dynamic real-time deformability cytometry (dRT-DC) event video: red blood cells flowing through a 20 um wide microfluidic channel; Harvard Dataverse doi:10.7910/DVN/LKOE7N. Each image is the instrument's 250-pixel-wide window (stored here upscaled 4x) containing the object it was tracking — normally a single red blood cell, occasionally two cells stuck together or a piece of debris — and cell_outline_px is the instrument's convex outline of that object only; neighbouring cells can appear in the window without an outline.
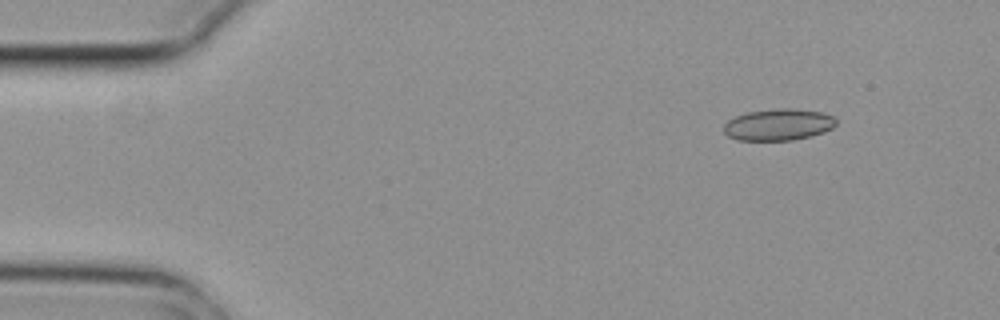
{"species": "common noctule bat (a hibernating species)", "species_latin": "Nyctalus noctula", "temperature_condition": "cold", "stored_images_in_passage": 6, "camera_frame_rate_fps": 3000, "um_per_image_px": 0.085, "animal": {"sex": "female", "body_mass_g": 29.2, "forearm_length_mm": 56.3}, "frame": {"image": 1, "passage_image": 2, "time_ms": 0.333, "image_size_px": [1000, 320], "cell_outline_px": [[836, 124], [832, 128], [824, 132], [792, 140], [736, 140], [728, 136], [724, 132], [724, 124], [728, 120], [736, 116], [748, 112], [776, 108], [792, 108], [824, 112], [832, 116], [836, 120]], "centroid_in_image_um": [66.16, 10.58], "position_along_channel_um": 18.8, "area_um2": 20.69}}
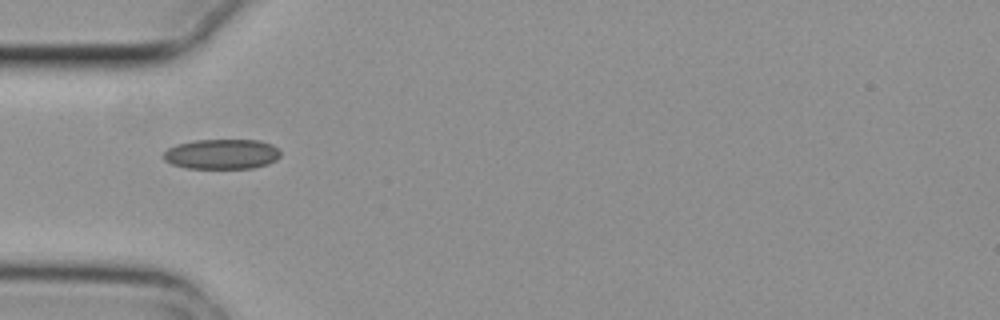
{"frame": {"image": 2, "passage_image": 5, "time_ms": 1.333, "image_size_px": [1000, 320], "cell_outline_px": [[280, 156], [276, 160], [268, 164], [252, 168], [188, 168], [172, 164], [164, 160], [160, 156], [168, 148], [176, 144], [196, 140], [260, 140], [272, 144], [280, 152]], "centroid_in_image_um": [18.83, 13.09], "position_along_channel_um": 66.2, "area_um2": 20.58}}
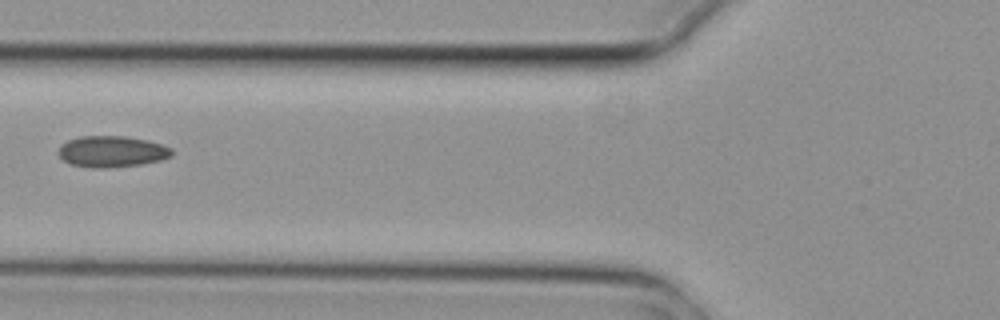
{"frame": {"image": 3, "passage_image": 6, "time_ms": 1.667, "image_size_px": [1000, 320], "cell_outline_px": [[172, 156], [160, 160], [140, 164], [108, 168], [92, 168], [72, 164], [64, 160], [56, 152], [60, 144], [68, 140], [80, 136], [124, 136], [148, 140], [172, 148]], "centroid_in_image_um": [9.48, 12.87], "position_along_channel_um": 116.3, "area_um2": 20.69}}